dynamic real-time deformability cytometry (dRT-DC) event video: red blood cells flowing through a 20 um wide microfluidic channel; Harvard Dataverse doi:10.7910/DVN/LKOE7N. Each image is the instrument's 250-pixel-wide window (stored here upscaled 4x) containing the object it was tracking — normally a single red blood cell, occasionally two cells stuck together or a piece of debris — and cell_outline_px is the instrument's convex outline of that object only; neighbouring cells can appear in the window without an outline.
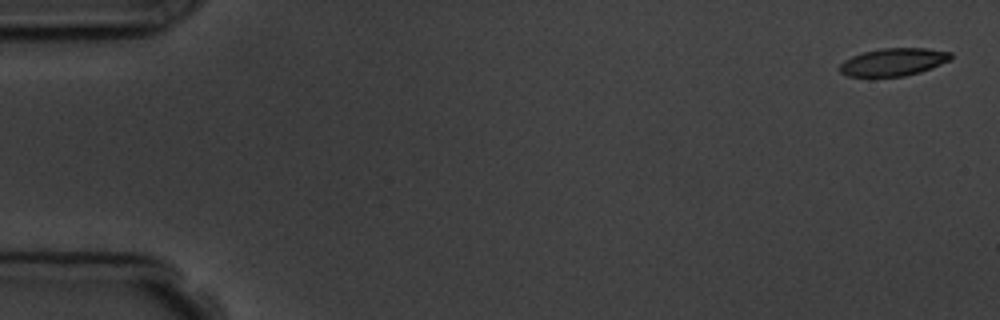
{"species": "common noctule bat (a hibernating species)", "species_latin": "Nyctalus noctula", "temperature_condition": "room temperature", "stored_images_in_passage": 4, "camera_frame_rate_fps": 3000, "um_per_image_px": 0.085, "animal": {"sex": "male", "body_mass_g": 19.5, "forearm_length_mm": 54.6}, "frame": {"image": 1, "passage_image": 1, "time_ms": 0.0, "image_size_px": [1000, 320], "cell_outline_px": [[952, 60], [920, 72], [904, 76], [848, 76], [840, 72], [840, 64], [844, 60], [852, 56], [864, 52], [884, 48], [924, 48], [952, 52]], "centroid_in_image_um": [75.97, 5.26], "position_along_channel_um": 9.0, "area_um2": 17.8}}
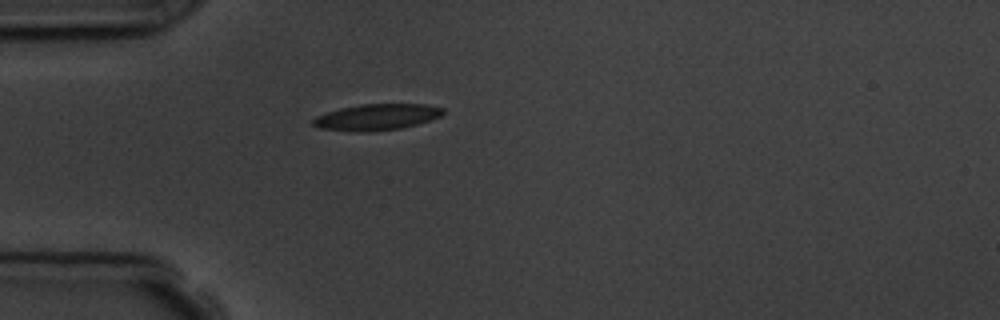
{"frame": {"image": 2, "passage_image": 4, "time_ms": 4.667, "image_size_px": [1000, 320], "cell_outline_px": [[444, 112], [440, 116], [416, 124], [400, 128], [368, 132], [360, 132], [320, 128], [312, 124], [312, 120], [316, 116], [340, 108], [360, 104], [428, 104], [444, 108]], "centroid_in_image_um": [32.02, 9.94], "position_along_channel_um": 53.0, "area_um2": 19.71}}